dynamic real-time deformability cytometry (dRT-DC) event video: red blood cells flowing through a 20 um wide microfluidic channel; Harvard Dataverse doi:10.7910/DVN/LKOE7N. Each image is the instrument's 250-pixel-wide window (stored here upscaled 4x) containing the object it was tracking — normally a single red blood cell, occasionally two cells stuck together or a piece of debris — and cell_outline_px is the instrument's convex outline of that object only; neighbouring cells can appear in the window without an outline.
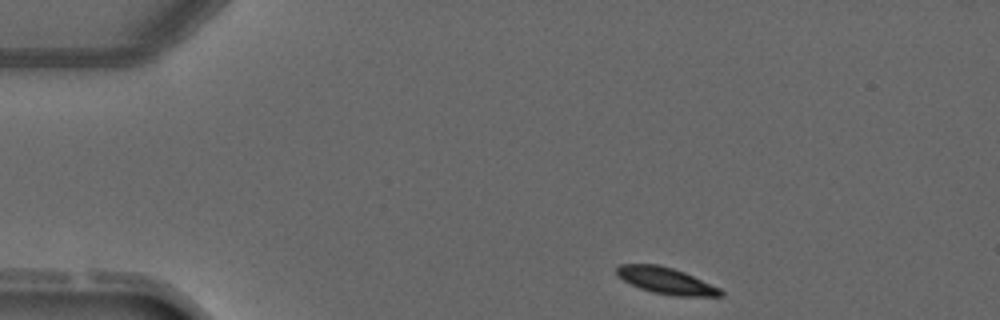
{"species": "common noctule bat (a hibernating species)", "species_latin": "Nyctalus noctula", "temperature_condition": "warm", "stored_images_in_passage": 2, "camera_frame_rate_fps": 3000, "um_per_image_px": 0.085, "animal": {"sex": "male", "forearm_length_mm": 52.5}, "frame": {"image": 1, "passage_image": 1, "time_ms": 0.0, "image_size_px": [1000, 320], "cell_outline_px": [[724, 296], [672, 296], [652, 292], [640, 288], [616, 276], [616, 268], [620, 264], [656, 264], [672, 268], [684, 272], [720, 288], [724, 292]], "centroid_in_image_um": [56.61, 23.86], "position_along_channel_um": 28.4, "area_um2": 16.01}}